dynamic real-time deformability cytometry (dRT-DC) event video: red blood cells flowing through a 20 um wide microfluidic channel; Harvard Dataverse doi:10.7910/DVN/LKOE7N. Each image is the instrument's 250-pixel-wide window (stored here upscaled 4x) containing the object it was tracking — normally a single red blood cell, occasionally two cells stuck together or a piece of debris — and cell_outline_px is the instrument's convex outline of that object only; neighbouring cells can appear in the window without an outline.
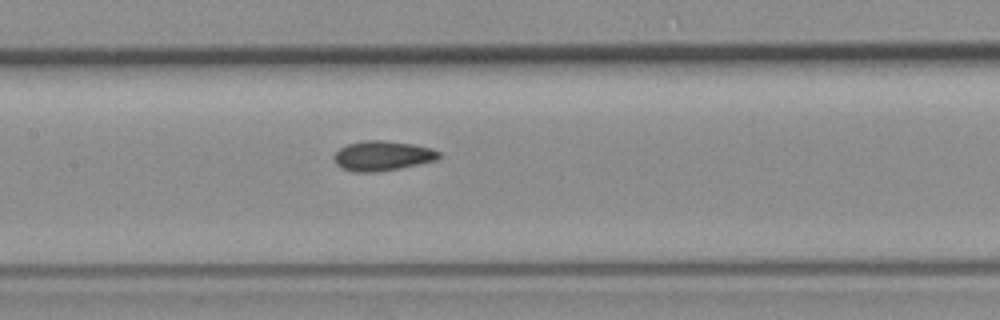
{"species": "common noctule bat (a hibernating species)", "species_latin": "Nyctalus noctula", "temperature_condition": "room temperature", "stored_images_in_passage": 8, "camera_frame_rate_fps": 3000, "um_per_image_px": 0.085, "animal": {"sex": "female", "body_mass_g": 19.3, "forearm_length_mm": 54.1}, "frame": {"image": 1, "passage_image": 8, "time_ms": 8.667, "image_size_px": [1000, 320], "cell_outline_px": [[440, 156], [436, 160], [400, 168], [376, 172], [352, 172], [340, 168], [336, 164], [332, 156], [340, 148], [348, 144], [364, 140], [380, 140], [412, 144], [432, 148], [440, 152]], "centroid_in_image_um": [32.47, 13.25], "position_along_channel_um": 174.9, "area_um2": 18.26}}